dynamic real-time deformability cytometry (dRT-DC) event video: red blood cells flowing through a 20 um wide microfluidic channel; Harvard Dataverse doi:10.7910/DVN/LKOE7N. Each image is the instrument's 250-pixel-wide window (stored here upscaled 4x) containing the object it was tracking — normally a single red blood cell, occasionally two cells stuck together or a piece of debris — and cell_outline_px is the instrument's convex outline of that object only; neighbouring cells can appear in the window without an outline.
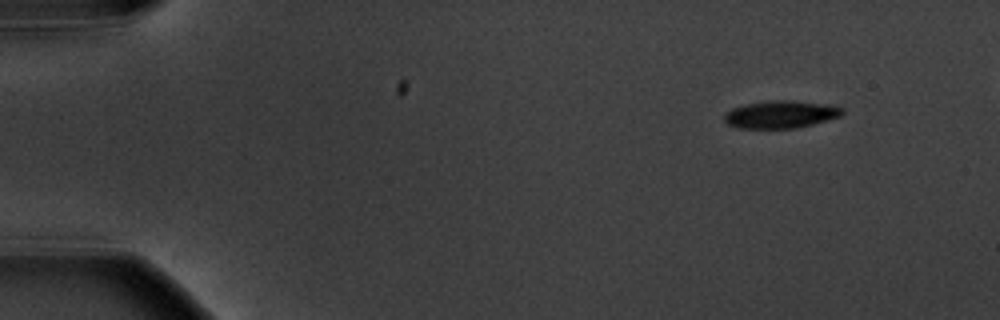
{"species": "common noctule bat (a hibernating species)", "species_latin": "Nyctalus noctula", "temperature_condition": "warm", "stored_images_in_passage": 6, "segment_of_instrument_passage": [2, 2], "camera_frame_rate_fps": 3000, "um_per_image_px": 0.085, "animal": {"sex": "male", "body_mass_g": 20.1, "forearm_length_mm": 53.5}, "frame": {"image": 1, "passage_image": 6, "time_ms": 6.667, "image_size_px": [1000, 320], "cell_outline_px": [[844, 112], [840, 116], [828, 120], [796, 128], [736, 128], [728, 124], [724, 120], [724, 116], [732, 108], [744, 104], [776, 100], [792, 100], [836, 104], [844, 108]], "centroid_in_image_um": [66.43, 9.71], "position_along_channel_um": 18.6, "area_um2": 19.13}}